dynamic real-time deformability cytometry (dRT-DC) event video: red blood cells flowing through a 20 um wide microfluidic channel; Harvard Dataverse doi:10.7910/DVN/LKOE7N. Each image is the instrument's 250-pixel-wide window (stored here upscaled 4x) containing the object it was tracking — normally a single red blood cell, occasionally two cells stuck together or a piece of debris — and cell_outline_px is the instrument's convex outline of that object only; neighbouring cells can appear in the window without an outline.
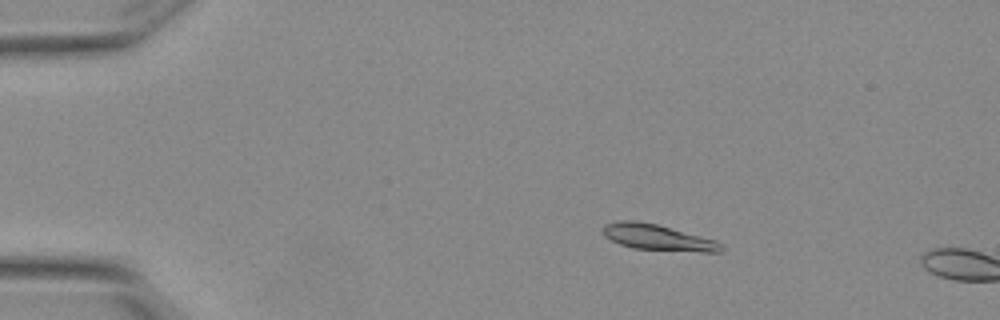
{"species": "Egyptian fruit bat (a non-hibernating species)", "species_latin": "Rousettus aegyptiacus", "temperature_condition": "warm", "stored_images_in_passage": 4, "camera_frame_rate_fps": 3000, "um_per_image_px": 0.085, "animal": {"sex": "female"}, "frame": {"image": 1, "passage_image": 3, "time_ms": 0.667, "image_size_px": [1000, 320], "cell_outline_px": [[724, 248], [720, 252], [700, 252], [632, 248], [620, 244], [604, 236], [604, 224], [620, 220], [636, 220], [656, 224], [716, 240], [724, 244]], "centroid_in_image_um": [55.94, 20.18], "position_along_channel_um": 29.1, "area_um2": 17.8}}